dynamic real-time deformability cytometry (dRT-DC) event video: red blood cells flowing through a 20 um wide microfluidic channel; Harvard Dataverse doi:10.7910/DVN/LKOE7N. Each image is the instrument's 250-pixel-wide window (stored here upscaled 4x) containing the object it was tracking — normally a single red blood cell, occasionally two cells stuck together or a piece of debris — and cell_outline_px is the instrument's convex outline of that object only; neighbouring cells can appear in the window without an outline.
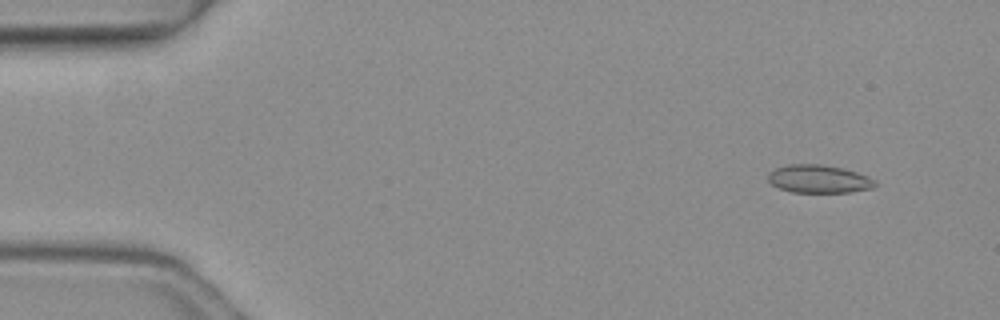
{"species": "common noctule bat (a hibernating species)", "species_latin": "Nyctalus noctula", "temperature_condition": "warm", "stored_images_in_passage": 6, "camera_frame_rate_fps": 3000, "um_per_image_px": 0.085, "animal": {"sex": "female", "body_mass_g": 19.3, "forearm_length_mm": 54.1}, "frame": {"image": 1, "passage_image": 2, "time_ms": 0.333, "image_size_px": [1000, 320], "cell_outline_px": [[876, 184], [872, 188], [848, 192], [792, 192], [780, 188], [772, 184], [768, 180], [768, 172], [776, 168], [788, 164], [820, 164], [840, 168], [856, 172], [868, 176], [876, 180]], "centroid_in_image_um": [69.58, 15.21], "position_along_channel_um": 15.4, "area_um2": 17.34}}
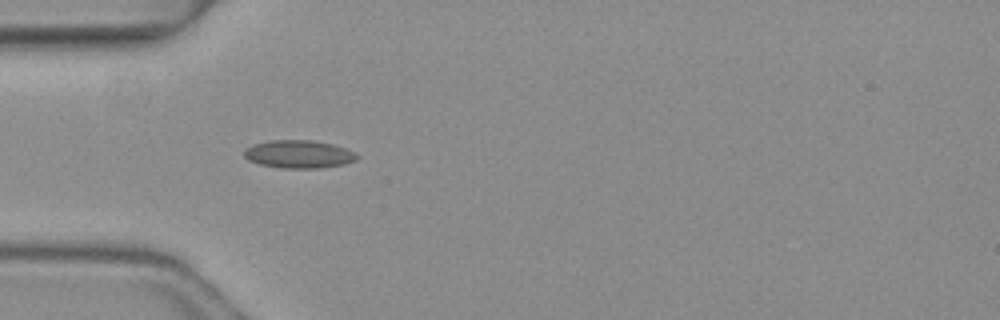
{"frame": {"image": 2, "passage_image": 5, "time_ms": 1.333, "image_size_px": [1000, 320], "cell_outline_px": [[360, 156], [356, 160], [344, 164], [320, 168], [280, 168], [260, 164], [248, 160], [244, 156], [244, 148], [252, 144], [268, 140], [312, 140], [332, 144], [356, 152]], "centroid_in_image_um": [25.38, 13.1], "position_along_channel_um": 59.6, "area_um2": 18.55}}
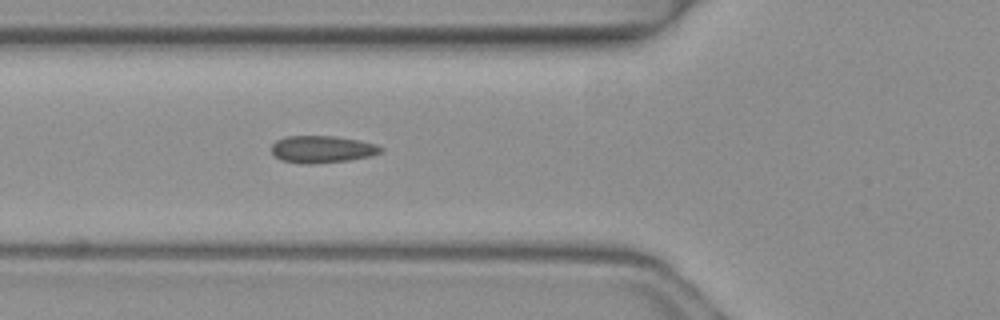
{"frame": {"image": 3, "passage_image": 6, "time_ms": 1.667, "image_size_px": [1000, 320], "cell_outline_px": [[384, 148], [380, 152], [372, 156], [348, 160], [312, 164], [300, 164], [280, 160], [272, 156], [272, 144], [276, 140], [284, 136], [336, 136], [360, 140], [376, 144]], "centroid_in_image_um": [27.35, 12.69], "position_along_channel_um": 98.5, "area_um2": 17.57}}